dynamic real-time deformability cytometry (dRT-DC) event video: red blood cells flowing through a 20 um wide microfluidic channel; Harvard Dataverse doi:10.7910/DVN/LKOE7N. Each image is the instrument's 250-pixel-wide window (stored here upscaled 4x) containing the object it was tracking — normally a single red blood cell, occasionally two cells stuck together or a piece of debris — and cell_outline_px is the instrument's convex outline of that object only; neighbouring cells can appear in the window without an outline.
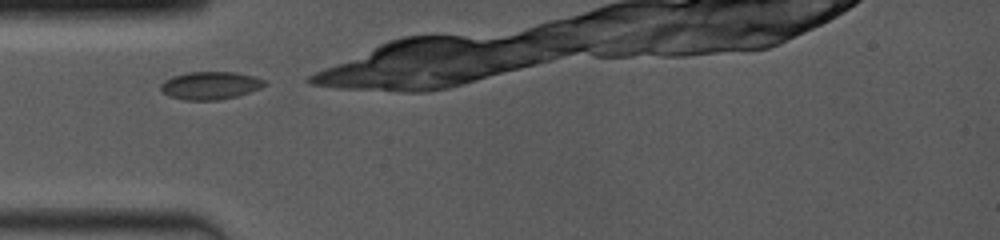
{"species": "common noctule bat (a hibernating species)", "species_latin": "Nyctalus noctula", "temperature_condition": "room temperature", "stored_images_in_passage": 6, "camera_frame_rate_fps": 4000, "um_per_image_px": 0.085, "animal": {"sex": "female", "body_mass_g": 19.0, "forearm_length_mm": 53.3}, "frame": {"image": 1, "passage_image": 1, "time_ms": 0.0, "image_size_px": [1000, 240], "cell_outline_px": [[268, 84], [260, 88], [236, 96], [220, 100], [184, 100], [168, 96], [160, 88], [160, 84], [164, 80], [172, 76], [188, 72], [236, 72], [268, 80]], "centroid_in_image_um": [17.88, 7.26], "position_along_channel_um": 67.1, "area_um2": 16.94}}
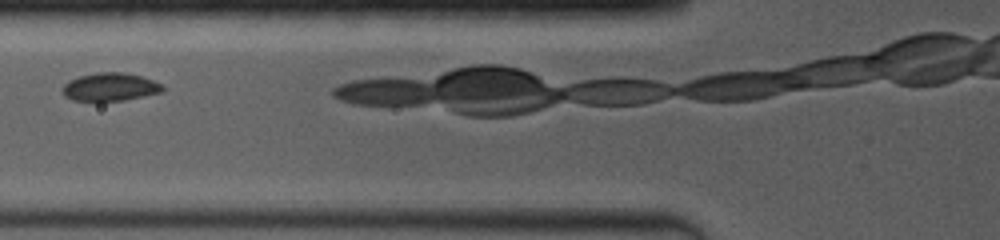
{"frame": {"image": 2, "passage_image": 4, "time_ms": 1.25, "image_size_px": [1000, 240], "cell_outline_px": [[164, 92], [124, 100], [72, 100], [64, 96], [64, 84], [68, 80], [80, 76], [96, 72], [124, 72], [140, 76], [152, 80], [160, 84], [164, 88]], "centroid_in_image_um": [9.37, 7.38], "position_along_channel_um": 116.4, "area_um2": 16.18}}